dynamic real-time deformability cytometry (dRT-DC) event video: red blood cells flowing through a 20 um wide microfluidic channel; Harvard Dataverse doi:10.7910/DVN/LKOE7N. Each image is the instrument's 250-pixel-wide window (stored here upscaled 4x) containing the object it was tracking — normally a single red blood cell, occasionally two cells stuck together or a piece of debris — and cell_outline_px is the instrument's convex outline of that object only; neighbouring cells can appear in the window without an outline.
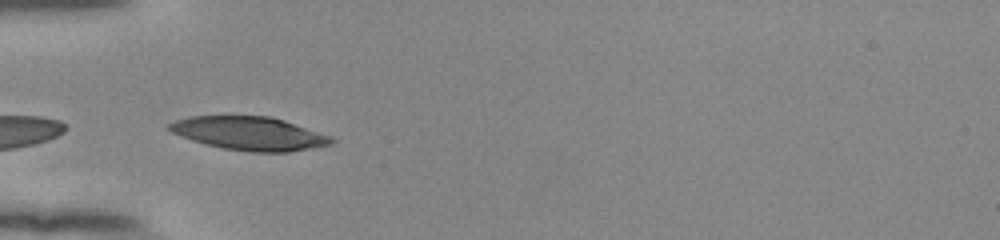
{"species": "human", "species_latin": "Homo sapiens", "temperature_condition": "room temperature", "stored_images_in_passage": 36, "camera_frame_rate_fps": 3000, "um_per_image_px": 0.085, "donor": {"sex": "female"}, "frame": {"image": 1, "passage_image": 1, "time_ms": 0.0, "image_size_px": [1000, 240], "cell_outline_px": [[336, 140], [332, 144], [288, 152], [252, 152], [224, 148], [192, 140], [172, 132], [168, 128], [168, 124], [176, 120], [192, 116], [268, 116], [284, 120], [332, 136]], "centroid_in_image_um": [21.24, 11.34], "position_along_channel_um": 63.8, "area_um2": 31.33}}
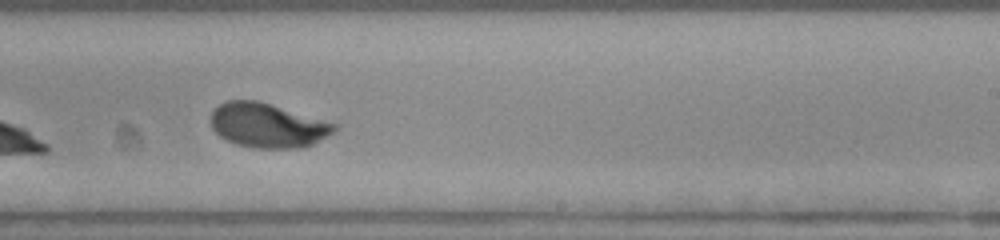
{"frame": {"image": 2, "passage_image": 17, "time_ms": 5.333, "image_size_px": [1000, 240], "cell_outline_px": [[340, 128], [336, 132], [312, 144], [296, 148], [256, 148], [236, 144], [220, 136], [212, 128], [212, 112], [220, 104], [228, 100], [256, 100], [340, 124]], "centroid_in_image_um": [22.81, 10.66], "position_along_channel_um": 266.2, "area_um2": 31.91}}
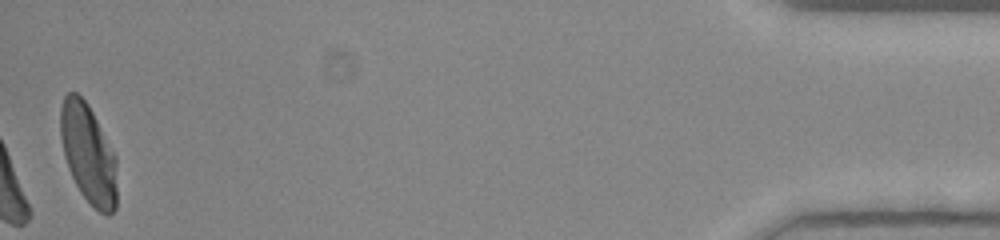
{"frame": {"image": 3, "passage_image": 36, "time_ms": 11.667, "image_size_px": [1000, 240], "cell_outline_px": [[116, 208], [108, 216], [100, 212], [80, 192], [68, 168], [64, 156], [60, 136], [60, 108], [64, 96], [68, 92], [76, 92], [88, 104], [116, 156]], "centroid_in_image_um": [7.49, 13.05], "position_along_channel_um": 427.7, "area_um2": 32.54}, "authors_computed_cell_mechanics": {"area_um2": 32.3391, "velocity_mm_per_s": 3.8648, "shape_relaxation_time_tau1_ms": 2.8783, "shape_relaxation_time_tau2_ms": null, "deformation_change_tau1": 0.1571, "deformation_change_tau2": null}}